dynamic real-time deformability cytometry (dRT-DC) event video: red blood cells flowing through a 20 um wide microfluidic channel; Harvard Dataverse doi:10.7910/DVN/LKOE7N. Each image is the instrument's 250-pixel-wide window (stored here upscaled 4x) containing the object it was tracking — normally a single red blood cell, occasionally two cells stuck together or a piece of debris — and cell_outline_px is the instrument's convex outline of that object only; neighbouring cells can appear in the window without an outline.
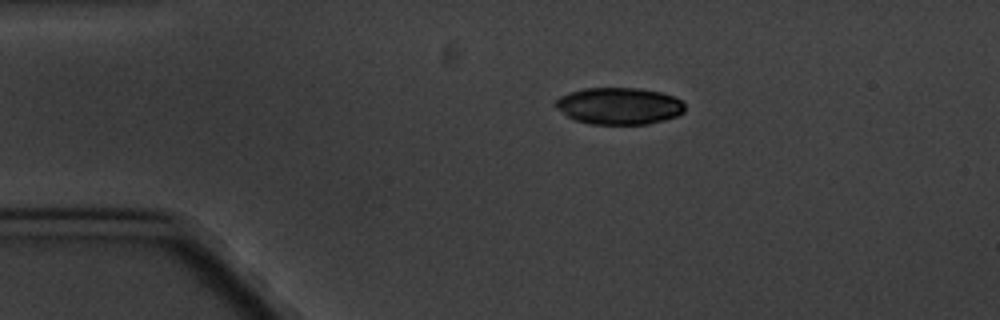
{"species": "common noctule bat (a hibernating species)", "species_latin": "Nyctalus noctula", "temperature_condition": "cold", "stored_images_in_passage": 8, "camera_frame_rate_fps": 3000, "um_per_image_px": 0.085, "animal": {"sex": "male", "body_mass_g": 20.1, "forearm_length_mm": 53.5}, "frame": {"image": 1, "passage_image": 3, "time_ms": 2.333, "image_size_px": [1000, 320], "cell_outline_px": [[684, 112], [676, 116], [664, 120], [648, 124], [588, 124], [572, 120], [556, 108], [552, 104], [560, 96], [584, 88], [636, 88], [664, 92], [680, 100], [684, 104]], "centroid_in_image_um": [52.59, 9.01], "position_along_channel_um": 32.4, "area_um2": 27.98}}